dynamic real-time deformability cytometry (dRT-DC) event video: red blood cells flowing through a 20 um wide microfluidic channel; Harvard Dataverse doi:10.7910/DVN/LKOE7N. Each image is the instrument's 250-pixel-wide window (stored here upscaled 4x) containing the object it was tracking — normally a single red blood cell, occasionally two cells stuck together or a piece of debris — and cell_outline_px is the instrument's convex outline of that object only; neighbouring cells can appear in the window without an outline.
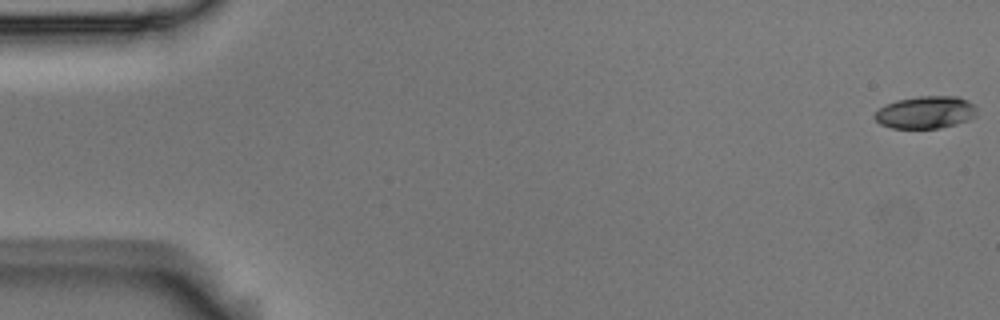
{"species": "Egyptian fruit bat (a non-hibernating species)", "species_latin": "Rousettus aegyptiacus", "temperature_condition": "room temperature", "stored_images_in_passage": 55, "camera_frame_rate_fps": 3000, "um_per_image_px": 0.085, "animal": {"sex": "male"}, "frame": {"image": 1, "passage_image": 1, "time_ms": 0.0, "image_size_px": [1000, 320], "cell_outline_px": [[976, 116], [968, 120], [956, 124], [940, 128], [892, 128], [880, 124], [872, 116], [880, 108], [896, 100], [920, 96], [956, 96], [968, 100], [976, 108]], "centroid_in_image_um": [78.68, 9.55], "position_along_channel_um": 6.3, "area_um2": 19.25}}
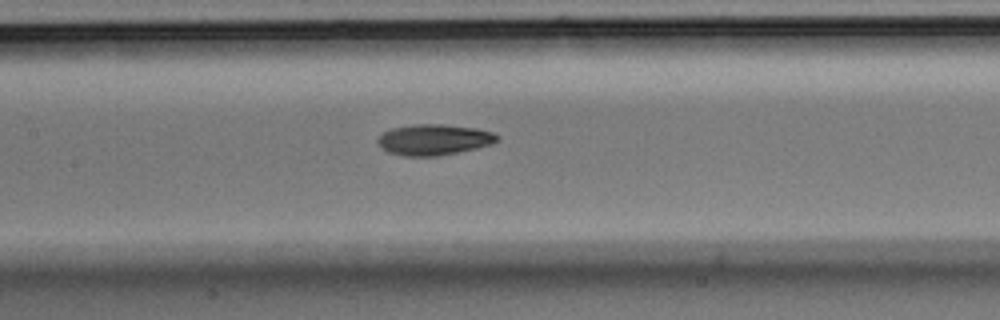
{"frame": {"image": 2, "passage_image": 26, "time_ms": 8.333, "image_size_px": [1000, 320], "cell_outline_px": [[500, 140], [492, 144], [476, 148], [440, 156], [404, 156], [388, 152], [380, 148], [376, 140], [384, 132], [392, 128], [412, 124], [440, 124], [476, 128], [492, 132], [500, 136]], "centroid_in_image_um": [36.88, 11.87], "position_along_channel_um": 170.5, "area_um2": 21.62}}
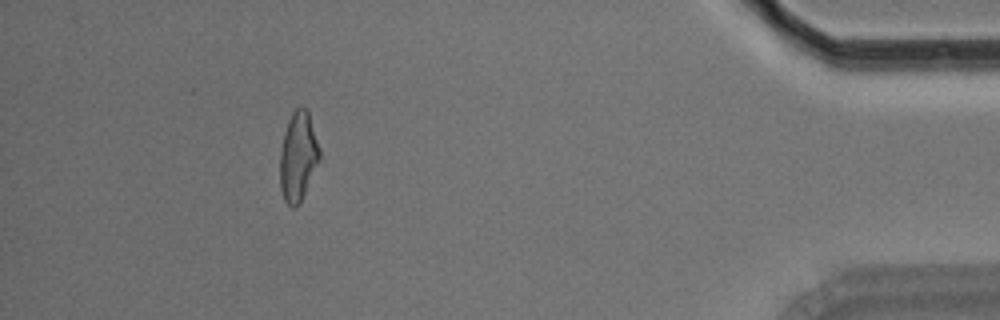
{"frame": {"image": 3, "passage_image": 50, "time_ms": 16.333, "image_size_px": [1000, 320], "cell_outline_px": [[320, 156], [300, 204], [296, 208], [292, 208], [284, 200], [280, 188], [280, 152], [284, 132], [288, 120], [292, 112], [300, 104], [308, 108], [320, 148]], "centroid_in_image_um": [25.33, 13.26], "position_along_channel_um": 409.9, "area_um2": 20.81}, "authors_computed_cell_mechanics": {"area_um2": 20.6924, "velocity_mm_per_s": 3.6963, "shape_relaxation_time_tau1_ms": 8.2993, "shape_relaxation_time_tau2_ms": 4.1938, "deformation_change_tau1": 0.2057, "deformation_change_tau2": 0.1202}}